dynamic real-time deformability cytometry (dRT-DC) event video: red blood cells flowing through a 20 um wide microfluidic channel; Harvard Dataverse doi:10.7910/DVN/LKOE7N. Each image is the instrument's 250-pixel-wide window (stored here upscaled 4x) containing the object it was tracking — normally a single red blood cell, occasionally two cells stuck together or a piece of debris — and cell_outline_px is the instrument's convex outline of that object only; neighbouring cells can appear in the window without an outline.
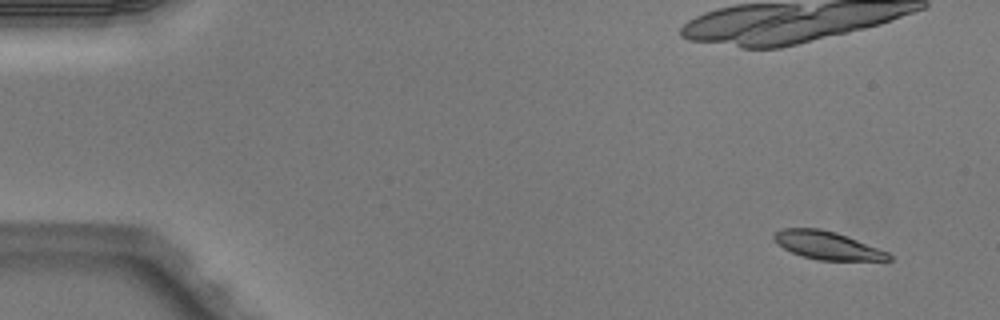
{"species": "Egyptian fruit bat (a non-hibernating species)", "species_latin": "Rousettus aegyptiacus", "temperature_condition": "warm", "stored_images_in_passage": 6, "camera_frame_rate_fps": 3000, "um_per_image_px": 0.085, "animal": {"sex": "male"}, "frame": {"image": 1, "passage_image": 1, "time_ms": 0.0, "image_size_px": [1000, 320], "cell_outline_px": [[892, 260], [816, 260], [792, 252], [784, 248], [772, 236], [780, 228], [820, 228], [836, 232], [888, 252], [892, 256]], "centroid_in_image_um": [70.32, 20.85], "position_along_channel_um": 14.7, "area_um2": 18.44}}
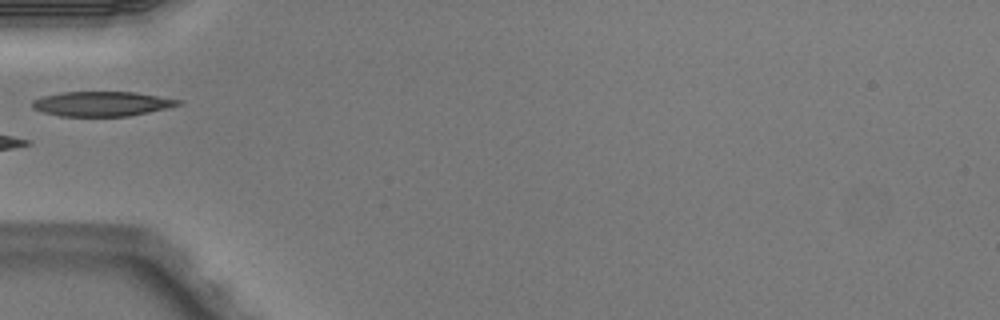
{"frame": {"image": 2, "passage_image": 5, "time_ms": 1.333, "image_size_px": [1000, 320], "cell_outline_px": [[184, 100], [180, 104], [168, 108], [128, 116], [60, 116], [44, 112], [32, 108], [32, 100], [44, 96], [60, 92], [136, 92]], "centroid_in_image_um": [8.68, 8.82], "position_along_channel_um": 76.3, "area_um2": 21.04}}
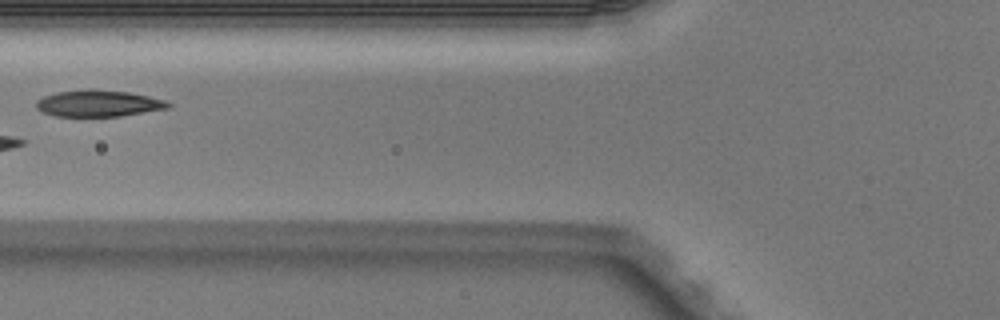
{"frame": {"image": 3, "passage_image": 6, "time_ms": 1.667, "image_size_px": [1000, 320], "cell_outline_px": [[172, 104], [168, 108], [120, 116], [56, 116], [44, 112], [36, 108], [36, 100], [44, 96], [56, 92], [92, 88], [128, 92], [148, 96], [164, 100]], "centroid_in_image_um": [8.34, 8.77], "position_along_channel_um": 117.5, "area_um2": 20.35}}